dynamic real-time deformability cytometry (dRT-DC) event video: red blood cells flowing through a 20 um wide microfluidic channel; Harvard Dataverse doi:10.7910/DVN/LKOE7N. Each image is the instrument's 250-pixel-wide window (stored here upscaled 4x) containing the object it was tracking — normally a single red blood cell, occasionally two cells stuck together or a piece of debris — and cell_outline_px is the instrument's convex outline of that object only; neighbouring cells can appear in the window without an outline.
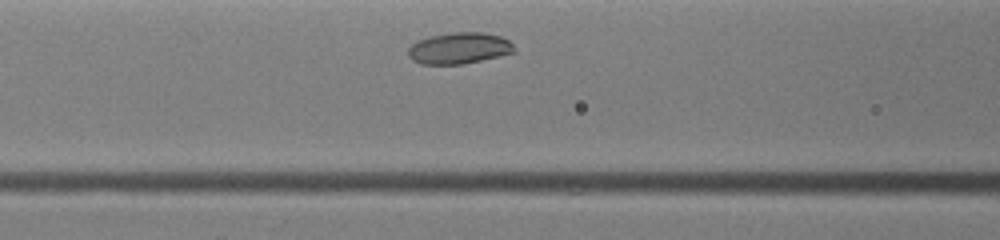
{"species": "common noctule bat (a hibernating species)", "species_latin": "Nyctalus noctula", "temperature_condition": "warm", "stored_images_in_passage": 22, "camera_frame_rate_fps": 3000, "um_per_image_px": 0.085, "animal": {"sex": "female", "body_mass_g": 19.0, "forearm_length_mm": 51.5}, "frame": {"image": 1, "passage_image": 5, "time_ms": 1.333, "image_size_px": [1000, 240], "cell_outline_px": [[516, 52], [500, 56], [460, 64], [420, 64], [412, 60], [408, 56], [408, 48], [412, 44], [420, 40], [432, 36], [452, 32], [484, 32], [500, 36], [508, 40], [516, 48]], "centroid_in_image_um": [39.04, 4.1], "position_along_channel_um": 127.6, "area_um2": 19.31}}
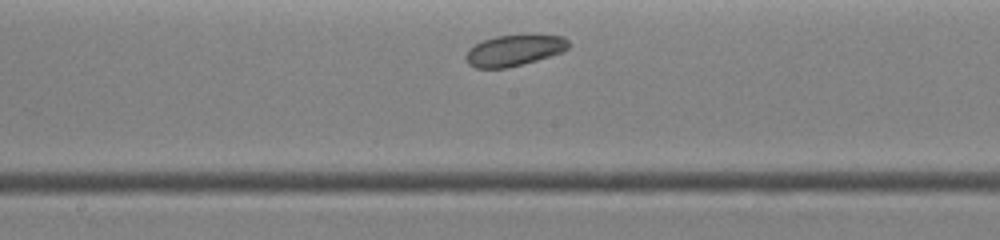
{"frame": {"image": 2, "passage_image": 10, "time_ms": 3.0, "image_size_px": [1000, 240], "cell_outline_px": [[568, 48], [564, 52], [508, 68], [476, 68], [468, 64], [464, 56], [468, 48], [484, 40], [496, 36], [532, 32], [564, 36], [568, 40]], "centroid_in_image_um": [43.74, 4.24], "position_along_channel_um": 204.5, "area_um2": 19.31}}
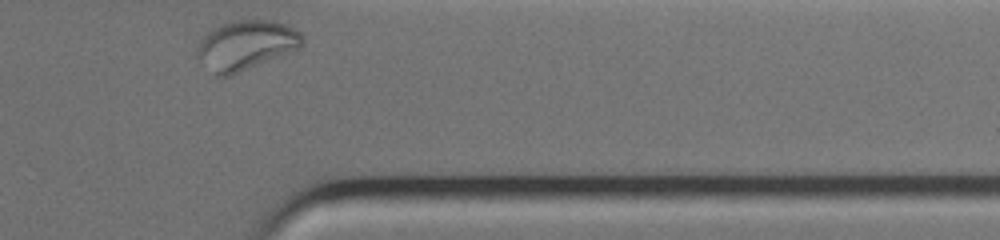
{"frame": {"image": 3, "passage_image": 22, "time_ms": 7.0, "image_size_px": [1000, 240], "cell_outline_px": [[304, 44], [300, 48], [228, 76], [216, 76], [196, 52], [196, 48], [200, 40], [212, 28], [232, 20], [272, 20], [288, 24], [300, 32], [304, 40]], "centroid_in_image_um": [20.95, 3.8], "position_along_channel_um": 390.5, "area_um2": 29.94}, "authors_computed_cell_mechanics": {"area_um2": 19.3052, "velocity_mm_per_s": 4.6477, "shape_relaxation_time_tau1_ms": null, "shape_relaxation_time_tau2_ms": 5.3936, "deformation_change_tau1": null, "deformation_change_tau2": 0.1046}}